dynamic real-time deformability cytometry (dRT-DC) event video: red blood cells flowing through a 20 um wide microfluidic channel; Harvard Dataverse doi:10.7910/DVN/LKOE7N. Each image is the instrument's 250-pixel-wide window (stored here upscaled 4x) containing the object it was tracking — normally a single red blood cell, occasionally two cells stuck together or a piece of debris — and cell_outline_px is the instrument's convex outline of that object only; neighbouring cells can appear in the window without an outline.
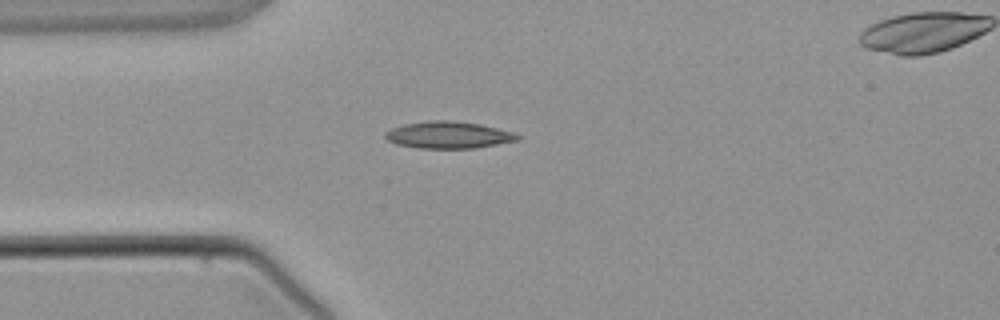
{"species": "common noctule bat (a hibernating species)", "species_latin": "Nyctalus noctula", "temperature_condition": "warm", "stored_images_in_passage": 2, "segment_of_instrument_passage": [1, 2], "camera_frame_rate_fps": 3000, "um_per_image_px": 0.085, "animal": {"sex": "male", "body_mass_g": 21.5, "forearm_length_mm": 52.0}, "frame": {"image": 1, "passage_image": 1, "time_ms": 0.0, "image_size_px": [1000, 320], "cell_outline_px": [[520, 140], [476, 148], [416, 148], [396, 144], [388, 140], [384, 136], [384, 132], [392, 128], [404, 124], [428, 120], [448, 120], [480, 124], [516, 132], [520, 136]], "centroid_in_image_um": [38.13, 11.47], "position_along_channel_um": 46.9, "area_um2": 20.92}}